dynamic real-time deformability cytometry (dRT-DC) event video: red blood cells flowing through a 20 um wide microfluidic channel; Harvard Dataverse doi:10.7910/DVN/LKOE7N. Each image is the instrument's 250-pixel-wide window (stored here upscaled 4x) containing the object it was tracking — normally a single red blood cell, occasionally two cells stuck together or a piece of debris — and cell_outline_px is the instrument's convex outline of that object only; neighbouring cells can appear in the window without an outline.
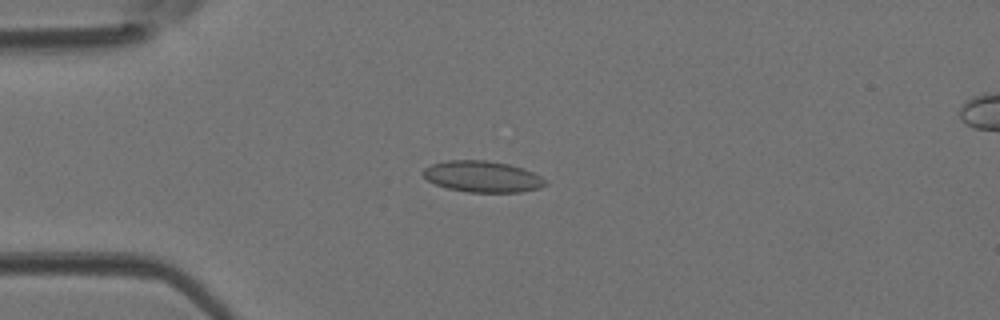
{"species": "Egyptian fruit bat (a non-hibernating species)", "species_latin": "Rousettus aegyptiacus", "temperature_condition": "room temperature", "stored_images_in_passage": 31, "camera_frame_rate_fps": 3000, "um_per_image_px": 0.085, "animal": {"sex": "female"}, "frame": {"image": 1, "passage_image": 10, "time_ms": 3.0, "image_size_px": [1000, 320], "cell_outline_px": [[548, 184], [540, 188], [520, 192], [468, 192], [448, 188], [436, 184], [428, 180], [420, 172], [424, 168], [432, 164], [448, 160], [488, 160], [508, 164], [524, 168], [540, 176]], "centroid_in_image_um": [41.0, 15.0], "position_along_channel_um": 44.0, "area_um2": 22.25}}
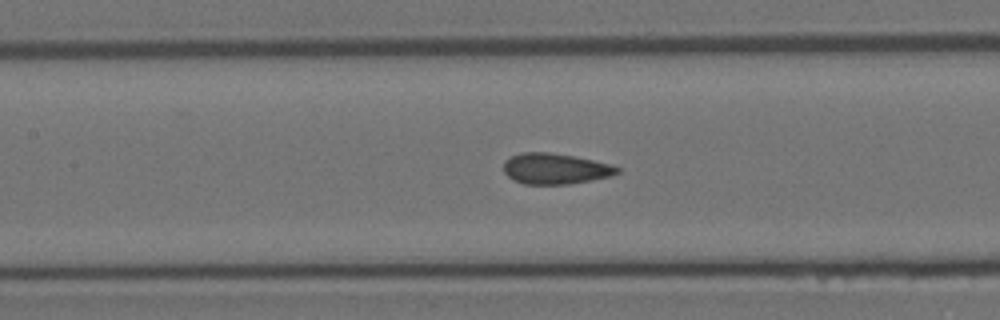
{"frame": {"image": 2, "passage_image": 19, "time_ms": 6.0, "image_size_px": [1000, 320], "cell_outline_px": [[620, 172], [612, 176], [568, 184], [524, 184], [512, 180], [504, 172], [504, 160], [520, 152], [548, 152], [572, 156], [592, 160], [608, 164], [620, 168]], "centroid_in_image_um": [47.16, 14.34], "position_along_channel_um": 160.2, "area_um2": 20.29}}
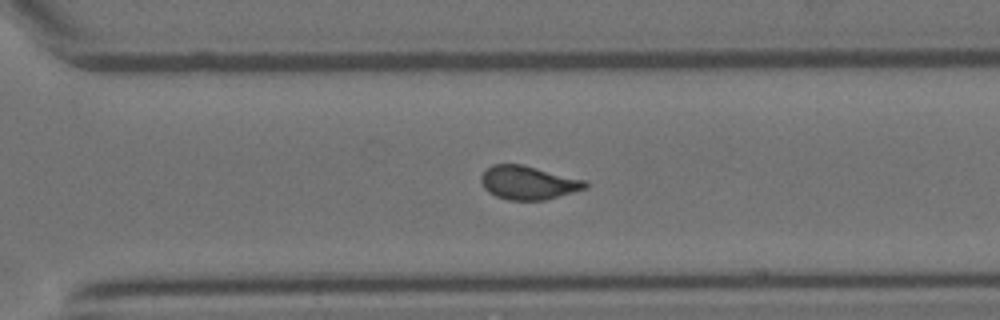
{"frame": {"image": 3, "passage_image": 30, "time_ms": 9.667, "image_size_px": [1000, 320], "cell_outline_px": [[588, 188], [544, 200], [508, 200], [496, 196], [488, 192], [484, 188], [480, 180], [480, 176], [492, 164], [524, 164], [588, 180]], "centroid_in_image_um": [44.93, 15.52], "position_along_channel_um": 325.7, "area_um2": 20.69}}